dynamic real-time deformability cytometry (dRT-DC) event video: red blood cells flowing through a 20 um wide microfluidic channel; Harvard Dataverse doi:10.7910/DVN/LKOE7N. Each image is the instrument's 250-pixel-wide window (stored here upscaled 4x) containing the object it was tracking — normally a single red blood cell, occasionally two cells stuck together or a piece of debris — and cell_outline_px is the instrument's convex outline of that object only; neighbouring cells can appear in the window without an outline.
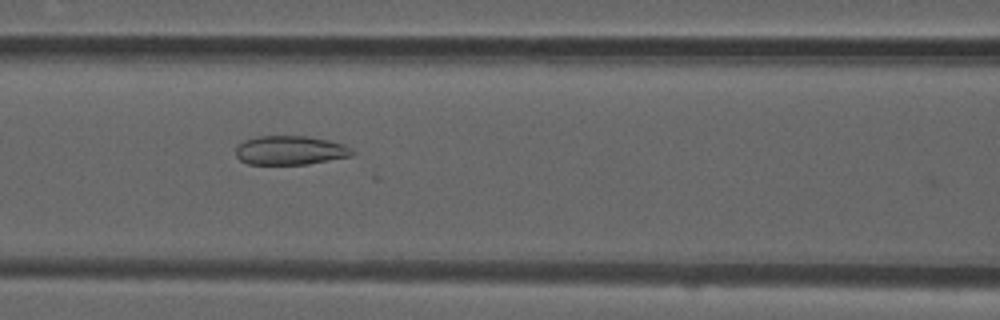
{"species": "common noctule bat (a hibernating species)", "species_latin": "Nyctalus noctula", "temperature_condition": "room temperature", "stored_images_in_passage": 31, "camera_frame_rate_fps": 3000, "um_per_image_px": 0.085, "animal": {"sex": "male", "forearm_length_mm": 52.5}, "frame": {"image": 1, "passage_image": 5, "time_ms": 1.333, "image_size_px": [1000, 320], "cell_outline_px": [[356, 152], [352, 156], [308, 164], [248, 164], [240, 160], [236, 156], [236, 144], [244, 140], [256, 136], [308, 136], [328, 140], [344, 144], [352, 148]], "centroid_in_image_um": [24.67, 12.77], "position_along_channel_um": 141.9, "area_um2": 19.94}}
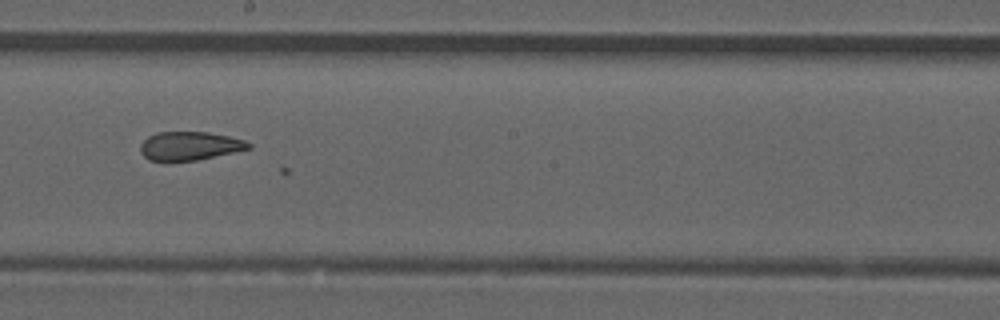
{"frame": {"image": 2, "passage_image": 12, "time_ms": 3.667, "image_size_px": [1000, 320], "cell_outline_px": [[252, 148], [196, 160], [148, 160], [140, 152], [140, 144], [148, 136], [156, 132], [208, 132], [228, 136], [244, 140], [252, 144]], "centroid_in_image_um": [16.11, 12.39], "position_along_channel_um": 232.1, "area_um2": 17.86}}
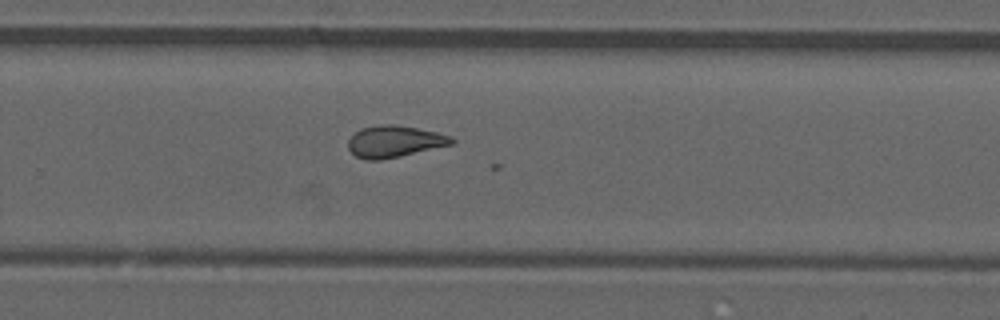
{"frame": {"image": 3, "passage_image": 17, "time_ms": 5.333, "image_size_px": [1000, 320], "cell_outline_px": [[456, 140], [452, 144], [400, 156], [380, 160], [364, 160], [356, 156], [348, 148], [348, 140], [360, 128], [380, 124], [392, 124], [416, 128], [436, 132], [452, 136]], "centroid_in_image_um": [33.51, 12.02], "position_along_channel_um": 296.3, "area_um2": 19.02}}